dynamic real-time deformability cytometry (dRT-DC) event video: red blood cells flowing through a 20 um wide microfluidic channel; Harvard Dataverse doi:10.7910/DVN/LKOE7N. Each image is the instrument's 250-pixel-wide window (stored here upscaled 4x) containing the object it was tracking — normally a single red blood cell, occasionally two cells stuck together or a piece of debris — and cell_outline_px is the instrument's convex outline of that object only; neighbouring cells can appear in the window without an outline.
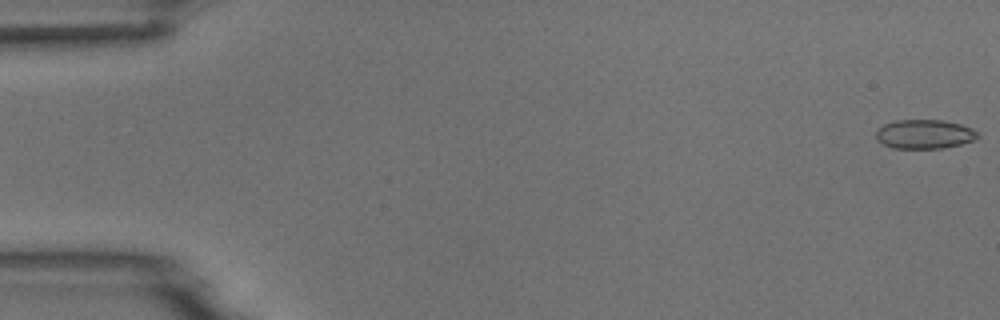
{"species": "common noctule bat (a hibernating species)", "species_latin": "Nyctalus noctula", "temperature_condition": "room temperature", "stored_images_in_passage": 5, "segment_of_instrument_passage": [1, 2], "camera_frame_rate_fps": 3000, "um_per_image_px": 0.085, "animal": {"sex": "male", "body_mass_g": 18.8}, "frame": {"image": 1, "passage_image": 1, "time_ms": 0.0, "image_size_px": [1000, 320], "cell_outline_px": [[980, 136], [976, 140], [944, 148], [892, 148], [876, 140], [876, 128], [884, 124], [896, 120], [944, 120], [960, 124], [972, 128], [980, 132]], "centroid_in_image_um": [78.6, 11.4], "position_along_channel_um": 6.4, "area_um2": 17.51}}
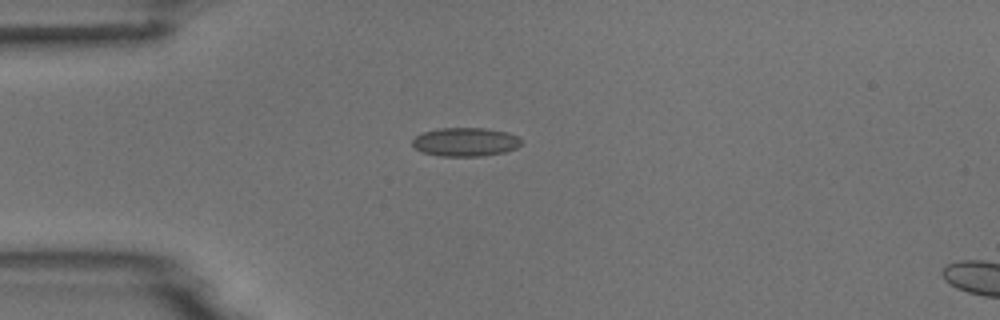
{"frame": {"image": 2, "passage_image": 4, "time_ms": 4.333, "image_size_px": [1000, 320], "cell_outline_px": [[524, 144], [516, 148], [504, 152], [484, 156], [440, 156], [424, 152], [416, 148], [412, 144], [412, 140], [416, 136], [424, 132], [440, 128], [488, 128], [508, 132], [524, 140]], "centroid_in_image_um": [39.63, 12.06], "position_along_channel_um": 45.4, "area_um2": 18.32}}